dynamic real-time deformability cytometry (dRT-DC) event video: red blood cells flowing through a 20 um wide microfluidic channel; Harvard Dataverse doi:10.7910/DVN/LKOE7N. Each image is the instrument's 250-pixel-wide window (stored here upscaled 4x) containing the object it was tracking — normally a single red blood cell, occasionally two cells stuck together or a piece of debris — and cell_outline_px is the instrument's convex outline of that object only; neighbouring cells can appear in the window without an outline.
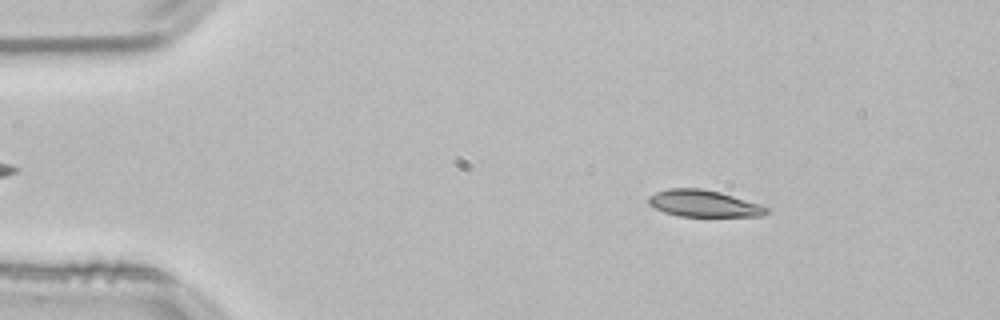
{"species": "common noctule bat (a hibernating species)", "species_latin": "Nyctalus noctula", "temperature_condition": "room temperature", "stored_images_in_passage": 52, "camera_frame_rate_fps": 3000, "um_per_image_px": 0.085, "animal": {"sex": "male", "body_mass_g": 21.5, "forearm_length_mm": 52.0}, "frame": {"image": 1, "passage_image": 7, "time_ms": 2.0, "image_size_px": [1000, 320], "cell_outline_px": [[772, 208], [768, 212], [760, 216], [680, 216], [664, 212], [648, 204], [648, 196], [656, 192], [668, 188], [700, 188], [720, 192], [764, 204]], "centroid_in_image_um": [59.87, 17.29], "position_along_channel_um": 25.1, "area_um2": 18.61}}
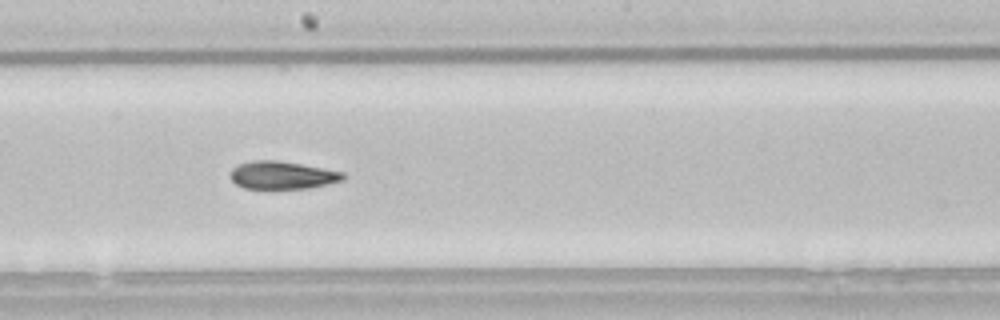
{"frame": {"image": 2, "passage_image": 28, "time_ms": 9.0, "image_size_px": [1000, 320], "cell_outline_px": [[344, 180], [308, 188], [244, 188], [236, 184], [228, 176], [228, 172], [232, 168], [240, 164], [252, 160], [280, 160], [344, 172]], "centroid_in_image_um": [23.95, 14.88], "position_along_channel_um": 224.3, "area_um2": 18.26}}
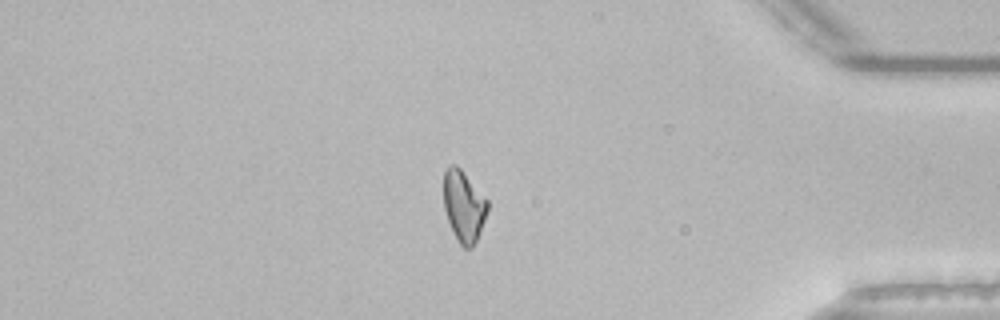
{"frame": {"image": 3, "passage_image": 44, "time_ms": 14.333, "image_size_px": [1000, 320], "cell_outline_px": [[488, 212], [476, 240], [472, 248], [464, 248], [460, 244], [452, 232], [444, 208], [444, 172], [448, 164], [456, 164], [460, 168], [488, 200]], "centroid_in_image_um": [39.41, 17.51], "position_along_channel_um": 395.8, "area_um2": 18.21}, "authors_computed_cell_mechanics": {"area_um2": 18.7561, "velocity_mm_per_s": 3.8261, "shape_relaxation_time_tau1_ms": 5.5217, "shape_relaxation_time_tau2_ms": 4.3054, "deformation_change_tau1": 0.1504, "deformation_change_tau2": 0.108}}